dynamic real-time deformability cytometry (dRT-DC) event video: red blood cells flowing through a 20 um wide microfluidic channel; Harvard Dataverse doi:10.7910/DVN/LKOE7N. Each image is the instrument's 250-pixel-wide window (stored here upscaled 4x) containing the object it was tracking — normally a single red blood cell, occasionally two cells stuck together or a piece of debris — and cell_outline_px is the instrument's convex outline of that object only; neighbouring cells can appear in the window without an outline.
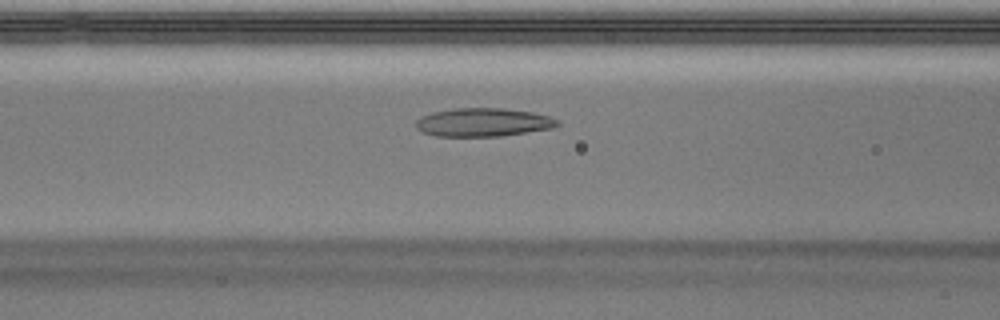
{"species": "Egyptian fruit bat (a non-hibernating species)", "species_latin": "Rousettus aegyptiacus", "temperature_condition": "warm", "stored_images_in_passage": 49, "camera_frame_rate_fps": 3000, "um_per_image_px": 0.085, "animal": {"sex": "male"}, "frame": {"image": 1, "passage_image": 19, "time_ms": 6.0, "image_size_px": [1000, 320], "cell_outline_px": [[560, 124], [552, 128], [500, 136], [436, 136], [424, 132], [416, 128], [416, 120], [420, 116], [432, 112], [456, 108], [504, 108], [532, 112], [548, 116], [560, 120]], "centroid_in_image_um": [41.07, 10.39], "position_along_channel_um": 125.5, "area_um2": 23.41}}
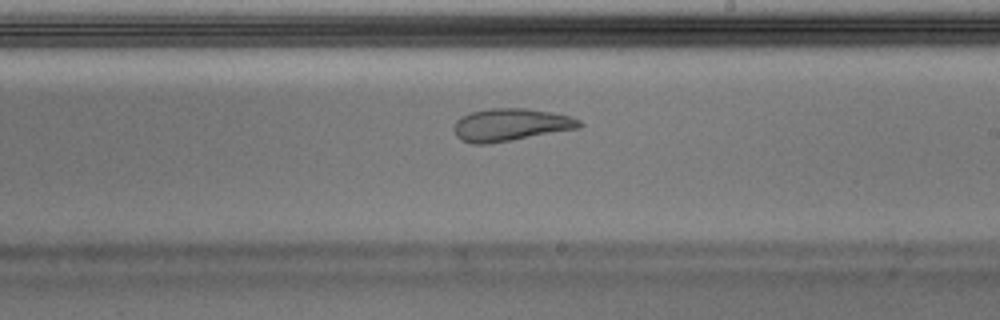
{"frame": {"image": 2, "passage_image": 28, "time_ms": 9.0, "image_size_px": [1000, 320], "cell_outline_px": [[584, 124], [580, 128], [484, 144], [472, 144], [460, 140], [456, 136], [456, 120], [460, 116], [472, 112], [488, 108], [524, 108], [552, 112], [568, 116], [580, 120]], "centroid_in_image_um": [43.4, 10.59], "position_along_channel_um": 245.6, "area_um2": 23.47}}
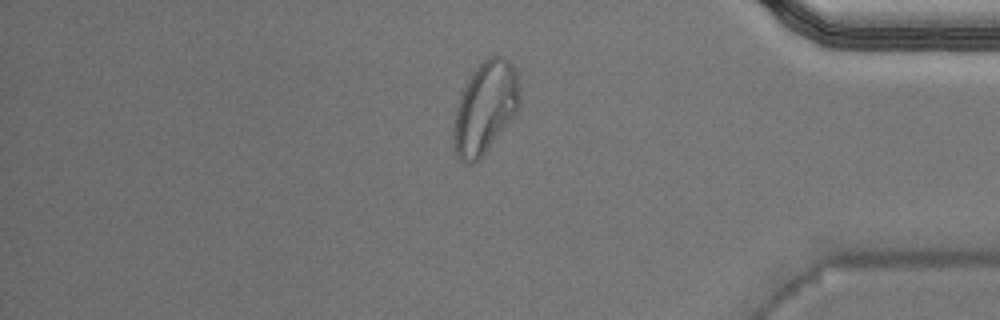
{"frame": {"image": 3, "passage_image": 41, "time_ms": 13.333, "image_size_px": [1000, 320], "cell_outline_px": [[520, 108], [480, 160], [472, 164], [468, 164], [460, 160], [456, 156], [452, 144], [452, 128], [456, 108], [460, 96], [468, 80], [476, 68], [484, 60], [492, 56], [504, 56], [516, 68], [520, 88]], "centroid_in_image_um": [41.24, 9.19], "position_along_channel_um": 394.0, "area_um2": 35.84}, "authors_computed_cell_mechanics": {"area_um2": 24.3916, "velocity_mm_per_s": 4.0023, "shape_relaxation_time_tau1_ms": null, "shape_relaxation_time_tau2_ms": 1.9014, "deformation_change_tau1": null, "deformation_change_tau2": 0.0834}}